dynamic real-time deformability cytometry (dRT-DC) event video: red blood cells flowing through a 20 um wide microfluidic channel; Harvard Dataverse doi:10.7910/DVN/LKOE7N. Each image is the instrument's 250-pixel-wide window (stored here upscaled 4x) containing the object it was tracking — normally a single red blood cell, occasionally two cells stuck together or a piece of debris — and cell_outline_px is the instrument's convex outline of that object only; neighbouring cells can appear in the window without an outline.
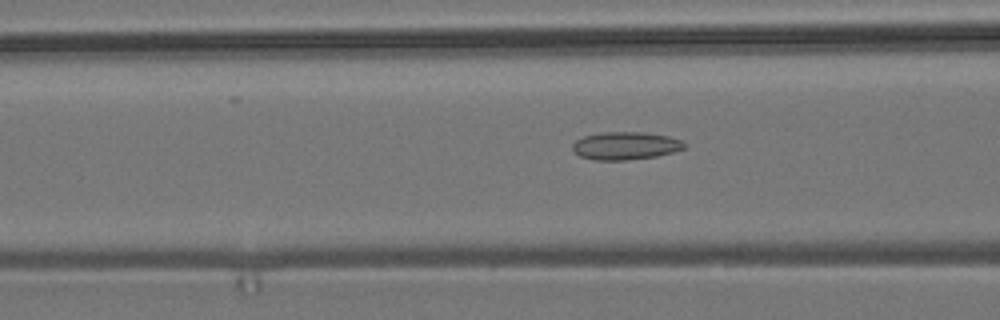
{"species": "common noctule bat (a hibernating species)", "species_latin": "Nyctalus noctula", "temperature_condition": "room temperature", "stored_images_in_passage": 56, "camera_frame_rate_fps": 3000, "um_per_image_px": 0.085, "animal": {"sex": "male", "body_mass_g": 19.2, "forearm_length_mm": 51.8}, "frame": {"image": 1, "passage_image": 22, "time_ms": 7.0, "image_size_px": [1000, 320], "cell_outline_px": [[688, 144], [684, 148], [672, 152], [656, 156], [624, 160], [596, 160], [580, 156], [572, 152], [572, 144], [576, 140], [584, 136], [600, 132], [644, 132], [668, 136], [680, 140]], "centroid_in_image_um": [53.13, 12.38], "position_along_channel_um": 113.5, "area_um2": 18.15}}
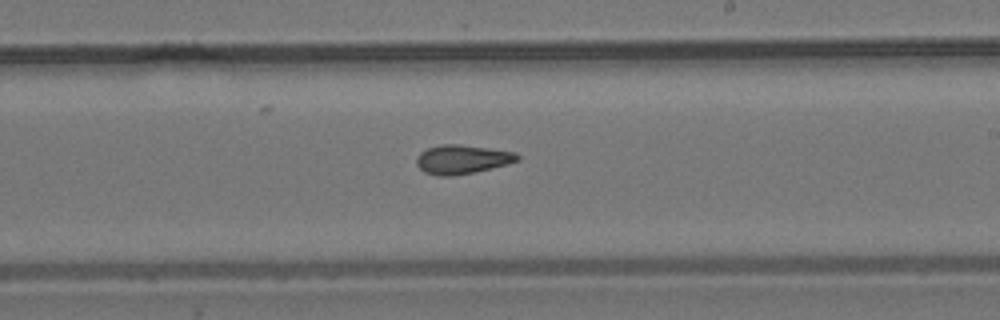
{"frame": {"image": 2, "passage_image": 33, "time_ms": 10.667, "image_size_px": [1000, 320], "cell_outline_px": [[520, 160], [508, 164], [472, 172], [452, 176], [440, 176], [424, 172], [416, 164], [416, 156], [420, 152], [428, 148], [440, 144], [460, 144], [516, 152], [520, 156]], "centroid_in_image_um": [39.27, 13.53], "position_along_channel_um": 249.7, "area_um2": 17.05}}
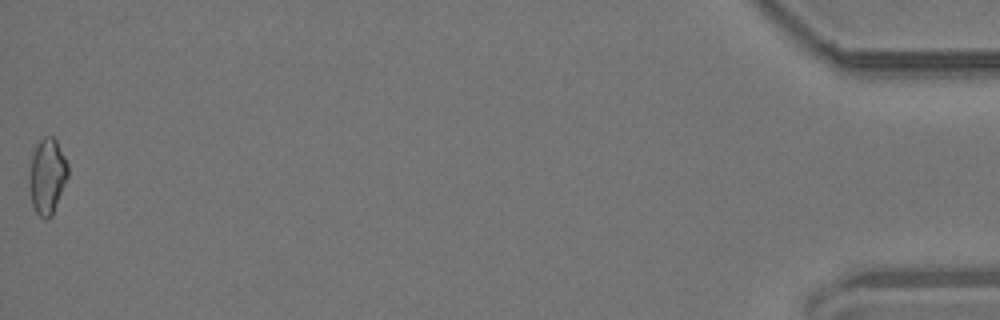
{"frame": {"image": 3, "passage_image": 56, "time_ms": 18.333, "image_size_px": [1000, 320], "cell_outline_px": [[68, 176], [52, 216], [44, 220], [36, 212], [32, 204], [28, 188], [28, 180], [32, 152], [36, 144], [44, 136], [52, 136], [56, 140], [68, 164]], "centroid_in_image_um": [3.99, 14.98], "position_along_channel_um": 431.2, "area_um2": 17.22}, "authors_computed_cell_mechanics": {"area_um2": 16.9065, "velocity_mm_per_s": 3.7118, "shape_relaxation_time_tau1_ms": null, "shape_relaxation_time_tau2_ms": 3.6077, "deformation_change_tau1": null, "deformation_change_tau2": 0.1115}}